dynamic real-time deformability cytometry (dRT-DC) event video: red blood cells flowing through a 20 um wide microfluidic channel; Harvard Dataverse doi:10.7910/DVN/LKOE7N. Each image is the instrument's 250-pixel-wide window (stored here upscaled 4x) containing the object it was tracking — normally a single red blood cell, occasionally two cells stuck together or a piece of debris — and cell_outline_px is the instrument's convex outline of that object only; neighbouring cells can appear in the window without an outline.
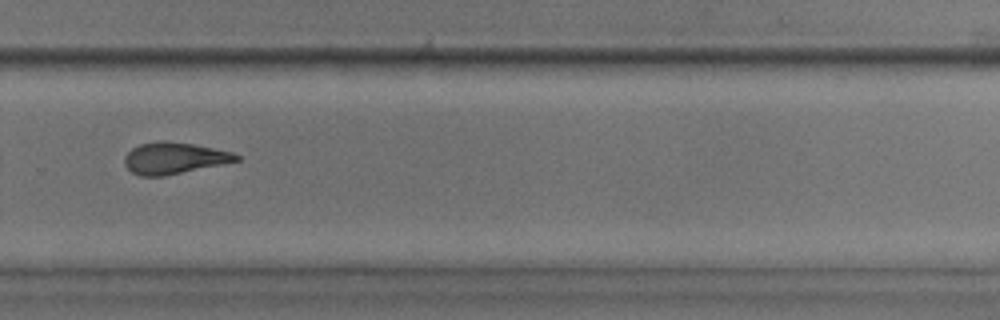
{"species": "common noctule bat (a hibernating species)", "species_latin": "Nyctalus noctula", "temperature_condition": "room temperature", "stored_images_in_passage": 10, "camera_frame_rate_fps": 3000, "um_per_image_px": 0.085, "animal": {"sex": "male", "body_mass_g": 17.9, "forearm_length_mm": 54.2}, "frame": {"image": 1, "passage_image": 10, "time_ms": 11.0, "image_size_px": [1000, 320], "cell_outline_px": [[240, 160], [164, 176], [140, 176], [132, 172], [124, 164], [124, 156], [132, 148], [140, 144], [164, 140], [192, 144], [232, 152], [240, 156]], "centroid_in_image_um": [14.76, 13.44], "position_along_channel_um": 315.0, "area_um2": 20.29}}